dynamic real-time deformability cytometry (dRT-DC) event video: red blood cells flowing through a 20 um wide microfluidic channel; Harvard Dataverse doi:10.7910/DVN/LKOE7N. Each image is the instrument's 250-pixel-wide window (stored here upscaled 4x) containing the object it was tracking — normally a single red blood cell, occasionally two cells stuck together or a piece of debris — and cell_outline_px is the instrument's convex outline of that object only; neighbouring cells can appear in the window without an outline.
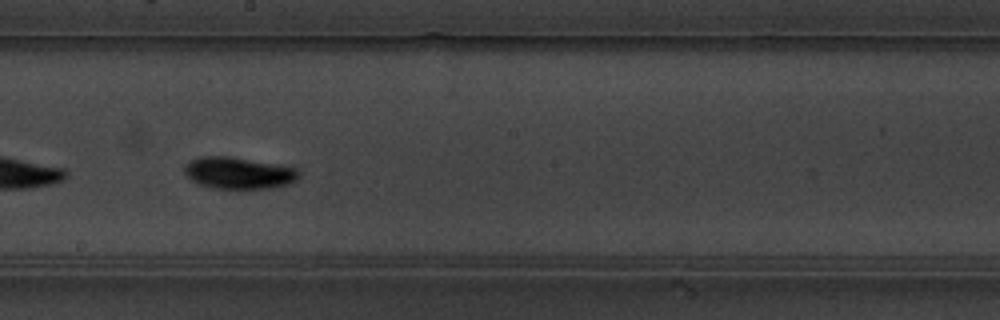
{"species": "common noctule bat (a hibernating species)", "species_latin": "Nyctalus noctula", "temperature_condition": "warm", "stored_images_in_passage": 35, "camera_frame_rate_fps": 3000, "um_per_image_px": 0.085, "animal": {"sex": "male", "body_mass_g": 19.5, "forearm_length_mm": 54.6}, "frame": {"image": 1, "passage_image": 20, "time_ms": 6.333, "image_size_px": [1000, 320], "cell_outline_px": [[300, 176], [296, 180], [288, 184], [272, 188], [216, 188], [200, 184], [192, 180], [184, 172], [184, 164], [200, 156], [228, 156], [276, 164], [296, 168], [300, 172]], "centroid_in_image_um": [20.29, 14.69], "position_along_channel_um": 227.9, "area_um2": 20.98}, "authors_computed_cell_mechanics": {"area_um2": 20.0566, "velocity_mm_per_s": 3.4429, "shape_relaxation_time_tau1_ms": 2.0385, "shape_relaxation_time_tau2_ms": null, "deformation_change_tau1": 0.1096, "deformation_change_tau2": null}}